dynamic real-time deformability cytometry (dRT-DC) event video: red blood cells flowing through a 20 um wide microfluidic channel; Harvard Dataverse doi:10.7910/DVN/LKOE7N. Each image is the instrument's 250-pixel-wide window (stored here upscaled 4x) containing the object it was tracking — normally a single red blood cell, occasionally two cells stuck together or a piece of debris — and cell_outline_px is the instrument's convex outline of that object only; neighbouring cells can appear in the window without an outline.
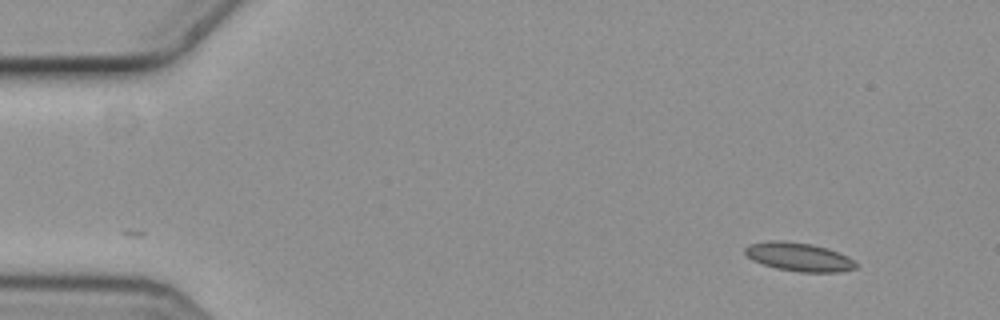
{"species": "common noctule bat (a hibernating species)", "species_latin": "Nyctalus noctula", "temperature_condition": "cold", "stored_images_in_passage": 4, "camera_frame_rate_fps": 3000, "um_per_image_px": 0.085, "animal": {"sex": "female", "body_mass_g": 19.3, "forearm_length_mm": 54.1}, "frame": {"image": 1, "passage_image": 4, "time_ms": 1.0, "image_size_px": [1000, 320], "cell_outline_px": [[856, 268], [840, 272], [800, 272], [776, 268], [752, 260], [744, 252], [744, 248], [748, 244], [768, 240], [784, 240], [812, 244], [828, 248], [848, 256], [856, 260]], "centroid_in_image_um": [67.91, 21.82], "position_along_channel_um": 17.1, "area_um2": 18.67}}